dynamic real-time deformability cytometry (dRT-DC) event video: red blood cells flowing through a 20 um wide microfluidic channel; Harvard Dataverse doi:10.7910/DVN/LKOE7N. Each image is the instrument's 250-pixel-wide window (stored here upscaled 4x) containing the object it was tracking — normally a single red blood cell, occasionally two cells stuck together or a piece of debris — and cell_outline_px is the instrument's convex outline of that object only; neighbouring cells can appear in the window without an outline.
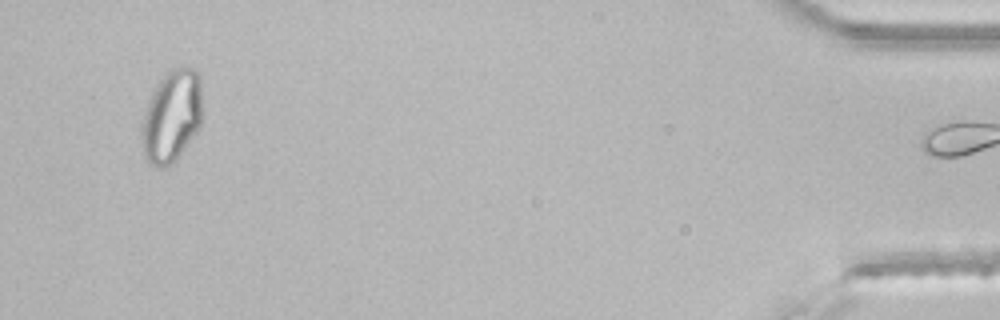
{"species": "common noctule bat (a hibernating species)", "species_latin": "Nyctalus noctula", "temperature_condition": "room temperature", "stored_images_in_passage": 37, "segment_of_instrument_passage": [2, 2], "camera_frame_rate_fps": 3000, "um_per_image_px": 0.085, "animal": {"sex": "male", "body_mass_g": 21.5, "forearm_length_mm": 52.0}, "frame": {"image": 1, "passage_image": 36, "time_ms": 11.667, "image_size_px": [1000, 320], "cell_outline_px": [[204, 112], [200, 128], [176, 160], [160, 168], [156, 168], [148, 160], [144, 152], [140, 136], [144, 116], [148, 104], [160, 80], [172, 68], [196, 68], [200, 72]], "centroid_in_image_um": [14.67, 9.87], "position_along_channel_um": 420.5, "area_um2": 32.71}}